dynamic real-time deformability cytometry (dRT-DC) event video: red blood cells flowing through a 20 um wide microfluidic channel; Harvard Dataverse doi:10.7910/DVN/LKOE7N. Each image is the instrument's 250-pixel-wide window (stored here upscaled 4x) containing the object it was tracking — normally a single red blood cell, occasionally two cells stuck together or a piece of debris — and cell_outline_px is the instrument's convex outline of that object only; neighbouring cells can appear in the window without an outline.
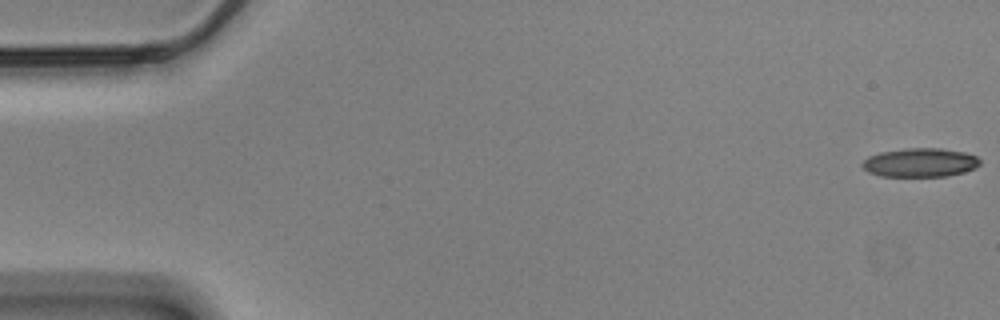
{"species": "Egyptian fruit bat (a non-hibernating species)", "species_latin": "Rousettus aegyptiacus", "temperature_condition": "cold", "stored_images_in_passage": 58, "camera_frame_rate_fps": 3000, "um_per_image_px": 0.085, "animal": {"sex": "male"}, "frame": {"image": 1, "passage_image": 1, "time_ms": 0.0, "image_size_px": [1000, 320], "cell_outline_px": [[980, 164], [976, 168], [964, 172], [948, 176], [880, 176], [868, 172], [860, 164], [868, 156], [880, 152], [908, 148], [940, 148], [964, 152], [976, 156], [980, 160]], "centroid_in_image_um": [78.21, 13.82], "position_along_channel_um": 6.8, "area_um2": 19.83}}
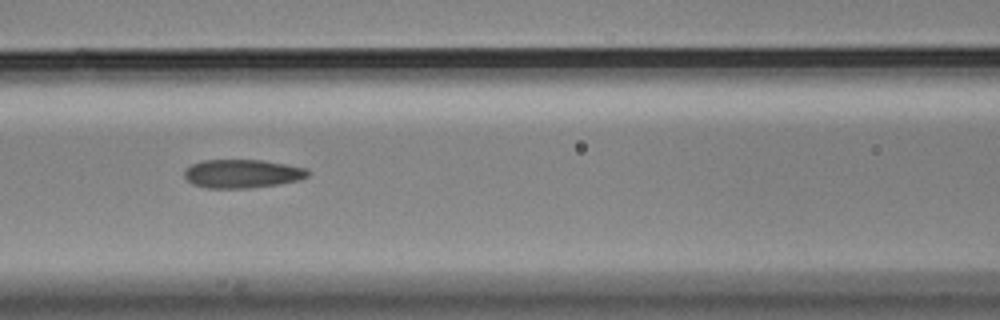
{"frame": {"image": 2, "passage_image": 25, "time_ms": 8.0, "image_size_px": [1000, 320], "cell_outline_px": [[308, 176], [300, 180], [280, 184], [248, 188], [208, 188], [192, 184], [184, 176], [184, 172], [192, 164], [200, 160], [264, 160], [308, 168]], "centroid_in_image_um": [20.61, 14.76], "position_along_channel_um": 146.0, "area_um2": 20.63}}
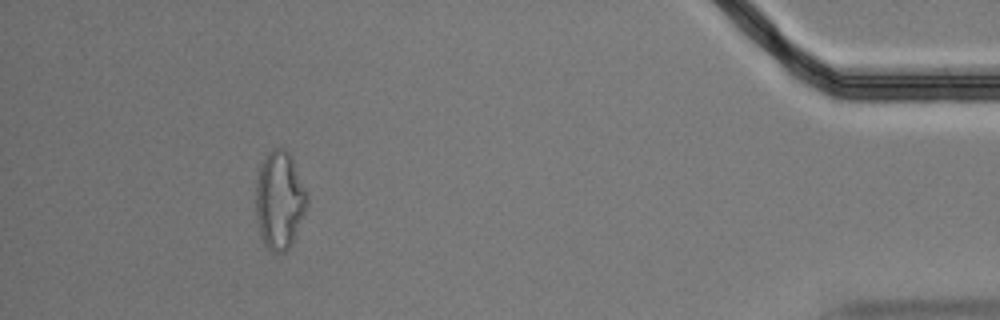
{"frame": {"image": 3, "passage_image": 53, "time_ms": 17.333, "image_size_px": [1000, 320], "cell_outline_px": [[308, 204], [292, 244], [284, 252], [272, 252], [264, 244], [260, 236], [256, 216], [256, 180], [260, 168], [268, 152], [276, 148], [284, 148], [288, 152], [308, 192]], "centroid_in_image_um": [23.77, 17.05], "position_along_channel_um": 411.4, "area_um2": 29.19}, "authors_computed_cell_mechanics": {"area_um2": 21.2993, "velocity_mm_per_s": 3.4731, "shape_relaxation_time_tau1_ms": null, "shape_relaxation_time_tau2_ms": 3.3344, "deformation_change_tau1": null, "deformation_change_tau2": 0.1266}}